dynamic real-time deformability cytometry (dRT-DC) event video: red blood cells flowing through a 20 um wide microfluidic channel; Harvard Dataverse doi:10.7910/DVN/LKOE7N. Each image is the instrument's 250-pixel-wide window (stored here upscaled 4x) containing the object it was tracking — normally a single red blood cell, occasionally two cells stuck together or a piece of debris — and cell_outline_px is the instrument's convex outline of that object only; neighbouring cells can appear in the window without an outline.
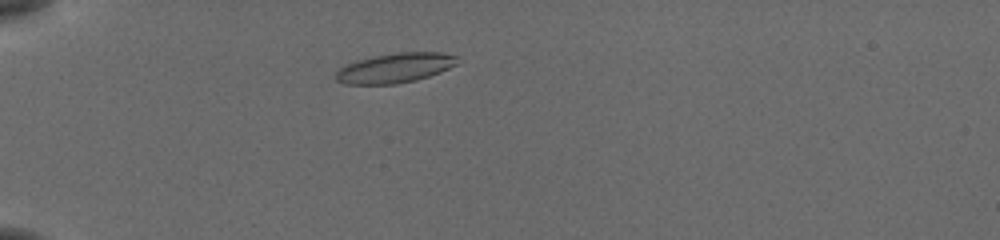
{"species": "common noctule bat (a hibernating species)", "species_latin": "Nyctalus noctula", "temperature_condition": "cold", "stored_images_in_passage": 37, "camera_frame_rate_fps": 3000, "um_per_image_px": 0.085, "animal": {"sex": "female", "body_mass_g": 19.5, "forearm_length_mm": 54.1}, "frame": {"image": 1, "passage_image": 4, "time_ms": 1.0, "image_size_px": [1000, 240], "cell_outline_px": [[460, 56], [456, 64], [440, 72], [416, 80], [396, 84], [344, 84], [336, 80], [336, 72], [344, 64], [376, 56], [396, 52], [440, 52]], "centroid_in_image_um": [33.59, 5.77], "position_along_channel_um": 51.4, "area_um2": 20.98}}
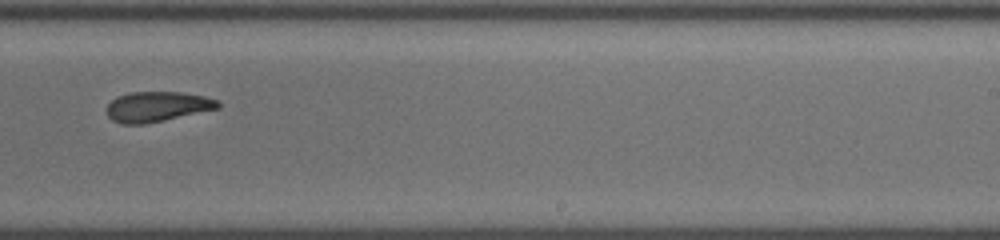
{"frame": {"image": 2, "passage_image": 21, "time_ms": 6.667, "image_size_px": [1000, 240], "cell_outline_px": [[220, 108], [164, 120], [144, 124], [120, 124], [112, 120], [108, 116], [108, 104], [116, 96], [132, 92], [184, 92], [204, 96], [220, 100]], "centroid_in_image_um": [13.38, 9.06], "position_along_channel_um": 275.6, "area_um2": 19.59}}
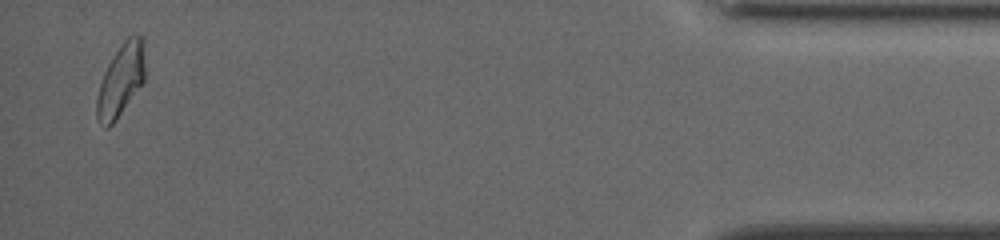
{"frame": {"image": 3, "passage_image": 37, "time_ms": 12.0, "image_size_px": [1000, 240], "cell_outline_px": [[144, 80], [116, 120], [108, 128], [104, 128], [100, 124], [96, 116], [96, 100], [100, 84], [104, 72], [108, 64], [120, 44], [128, 36], [144, 36]], "centroid_in_image_um": [10.26, 6.81], "position_along_channel_um": 424.9, "area_um2": 20.17}, "authors_computed_cell_mechanics": {"area_um2": 20.0566, "velocity_mm_per_s": 3.8135, "shape_relaxation_time_tau1_ms": 6.6, "shape_relaxation_time_tau2_ms": 2.7563, "deformation_change_tau1": 0.1467, "deformation_change_tau2": 0.0997}}